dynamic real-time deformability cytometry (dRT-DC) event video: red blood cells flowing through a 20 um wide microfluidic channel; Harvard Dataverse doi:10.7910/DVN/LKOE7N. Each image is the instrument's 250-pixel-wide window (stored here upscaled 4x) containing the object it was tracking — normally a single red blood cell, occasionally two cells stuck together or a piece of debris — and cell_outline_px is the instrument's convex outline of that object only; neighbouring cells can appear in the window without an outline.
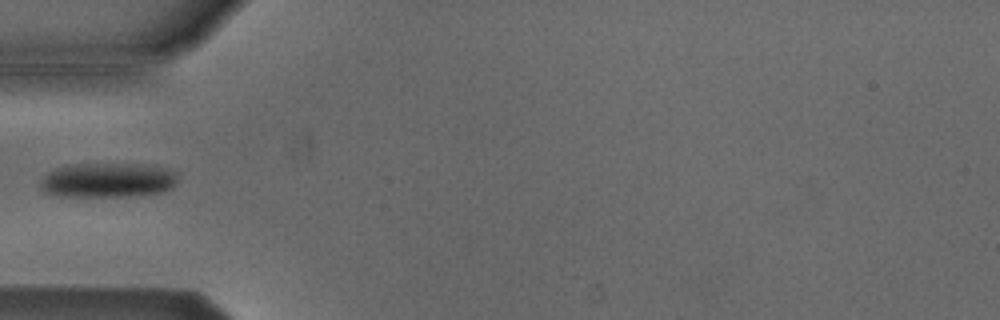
{"species": "Egyptian fruit bat (a non-hibernating species)", "species_latin": "Rousettus aegyptiacus", "temperature_condition": "cold", "stored_images_in_passage": 1, "camera_frame_rate_fps": 3000, "um_per_image_px": 0.085, "animal": {"sex": "male"}, "frame": {"image": 1, "passage_image": 1, "time_ms": 0.0, "image_size_px": [1000, 320], "cell_outline_px": [[176, 180], [172, 188], [160, 192], [140, 196], [52, 196], [40, 188], [40, 184], [44, 176], [48, 172], [56, 168], [72, 164], [156, 164], [168, 168], [176, 172]], "centroid_in_image_um": [9.19, 15.31], "position_along_channel_um": 75.8, "area_um2": 28.09}}